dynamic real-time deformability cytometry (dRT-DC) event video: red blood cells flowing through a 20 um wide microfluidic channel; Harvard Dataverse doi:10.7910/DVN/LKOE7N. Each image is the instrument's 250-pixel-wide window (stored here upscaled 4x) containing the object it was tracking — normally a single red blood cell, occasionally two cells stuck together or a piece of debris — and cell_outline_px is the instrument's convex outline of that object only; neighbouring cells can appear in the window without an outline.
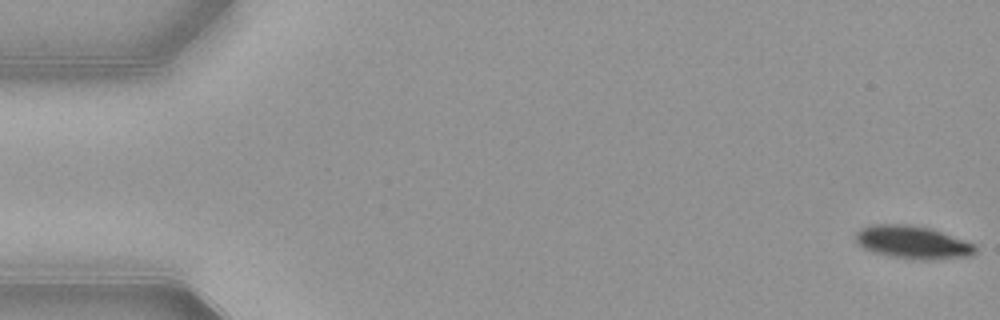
{"species": "common noctule bat (a hibernating species)", "species_latin": "Nyctalus noctula", "temperature_condition": "warm", "stored_images_in_passage": 53, "camera_frame_rate_fps": 3000, "um_per_image_px": 0.085, "animal": {"sex": "female", "body_mass_g": 21.9}, "frame": {"image": 1, "passage_image": 1, "time_ms": 0.0, "image_size_px": [1000, 320], "cell_outline_px": [[976, 252], [972, 256], [936, 260], [920, 260], [892, 256], [872, 252], [856, 244], [856, 232], [860, 228], [868, 224], [908, 224], [928, 228], [976, 244]], "centroid_in_image_um": [77.56, 20.6], "position_along_channel_um": 7.4, "area_um2": 23.12}}
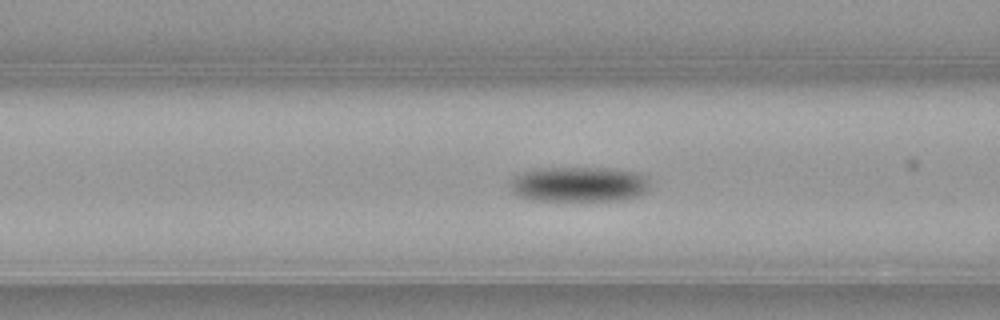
{"frame": {"image": 2, "passage_image": 21, "time_ms": 6.667, "image_size_px": [1000, 320], "cell_outline_px": [[648, 188], [640, 196], [624, 200], [532, 200], [516, 196], [512, 192], [508, 184], [512, 176], [532, 168], [608, 168], [636, 172], [648, 176]], "centroid_in_image_um": [49.16, 15.66], "position_along_channel_um": 117.4, "area_um2": 29.07}}
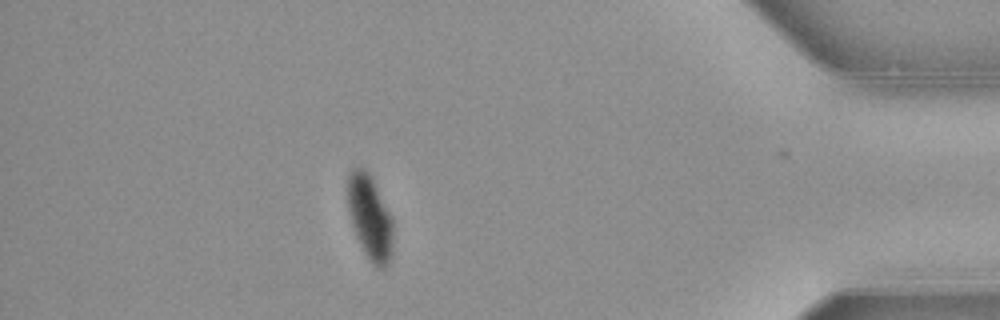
{"frame": {"image": 3, "passage_image": 47, "time_ms": 15.333, "image_size_px": [1000, 320], "cell_outline_px": [[392, 252], [388, 264], [384, 268], [376, 268], [368, 260], [356, 236], [352, 224], [348, 208], [348, 176], [352, 168], [364, 168], [372, 176], [392, 216]], "centroid_in_image_um": [31.45, 18.49], "position_along_channel_um": 403.7, "area_um2": 22.48}, "authors_computed_cell_mechanics": {"area_um2": 26.299, "velocity_mm_per_s": 3.8638, "shape_relaxation_time_tau1_ms": 2.6411, "shape_relaxation_time_tau2_ms": null, "deformation_change_tau1": 0.1175, "deformation_change_tau2": null}}